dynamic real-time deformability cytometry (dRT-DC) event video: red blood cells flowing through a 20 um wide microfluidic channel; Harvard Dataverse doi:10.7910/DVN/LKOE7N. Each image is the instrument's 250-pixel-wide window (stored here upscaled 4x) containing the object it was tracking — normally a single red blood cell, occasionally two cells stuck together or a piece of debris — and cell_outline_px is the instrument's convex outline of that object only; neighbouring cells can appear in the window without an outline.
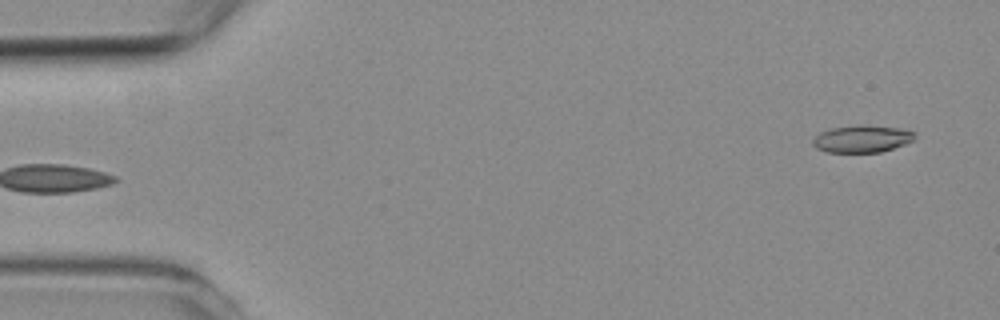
{"species": "common noctule bat (a hibernating species)", "species_latin": "Nyctalus noctula", "temperature_condition": "room temperature", "stored_images_in_passage": 5, "segment_of_instrument_passage": [2, 2], "camera_frame_rate_fps": 3000, "um_per_image_px": 0.085, "animal": {"sex": "female", "body_mass_g": 19.3, "forearm_length_mm": 54.1}, "frame": {"image": 1, "passage_image": 5, "time_ms": 5.0, "image_size_px": [1000, 320], "cell_outline_px": [[916, 136], [912, 140], [904, 144], [880, 152], [828, 152], [816, 148], [812, 144], [812, 140], [820, 132], [832, 128], [860, 124], [864, 124], [896, 128], [916, 132]], "centroid_in_image_um": [73.25, 11.79], "position_along_channel_um": 11.8, "area_um2": 16.07}}